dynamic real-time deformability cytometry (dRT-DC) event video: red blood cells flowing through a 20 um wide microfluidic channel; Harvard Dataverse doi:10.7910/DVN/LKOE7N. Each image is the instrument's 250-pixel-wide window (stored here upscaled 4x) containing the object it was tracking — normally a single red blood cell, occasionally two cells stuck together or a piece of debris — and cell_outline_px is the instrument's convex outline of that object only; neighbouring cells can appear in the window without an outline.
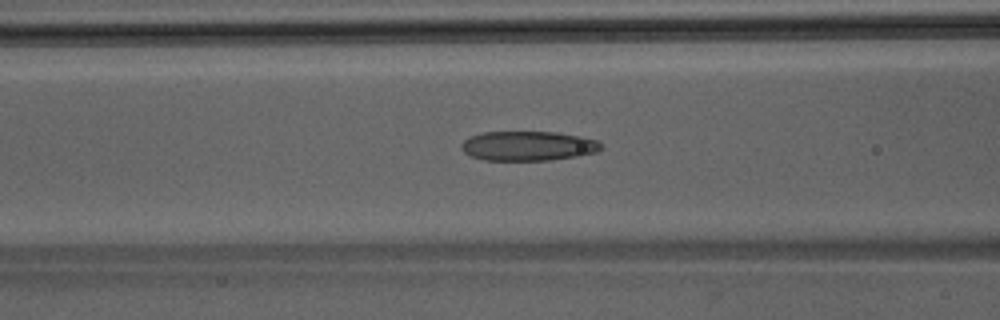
{"species": "Egyptian fruit bat (a non-hibernating species)", "species_latin": "Rousettus aegyptiacus", "temperature_condition": "room temperature", "stored_images_in_passage": 43, "camera_frame_rate_fps": 3000, "um_per_image_px": 0.085, "animal": {"sex": "male"}, "frame": {"image": 1, "passage_image": 18, "time_ms": 5.667, "image_size_px": [1000, 320], "cell_outline_px": [[604, 148], [596, 152], [576, 156], [548, 160], [484, 160], [468, 156], [460, 148], [460, 144], [468, 136], [480, 132], [556, 132], [580, 136], [596, 140]], "centroid_in_image_um": [44.82, 12.4], "position_along_channel_um": 121.8, "area_um2": 24.22}}
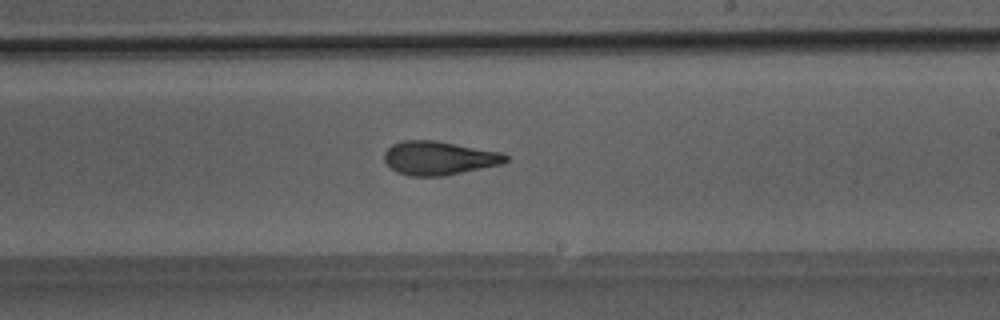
{"frame": {"image": 2, "passage_image": 27, "time_ms": 8.667, "image_size_px": [1000, 320], "cell_outline_px": [[508, 160], [500, 164], [444, 176], [408, 176], [396, 172], [384, 160], [384, 152], [392, 144], [400, 140], [436, 140], [504, 152], [508, 156]], "centroid_in_image_um": [37.31, 13.42], "position_along_channel_um": 251.7, "area_um2": 24.04}}
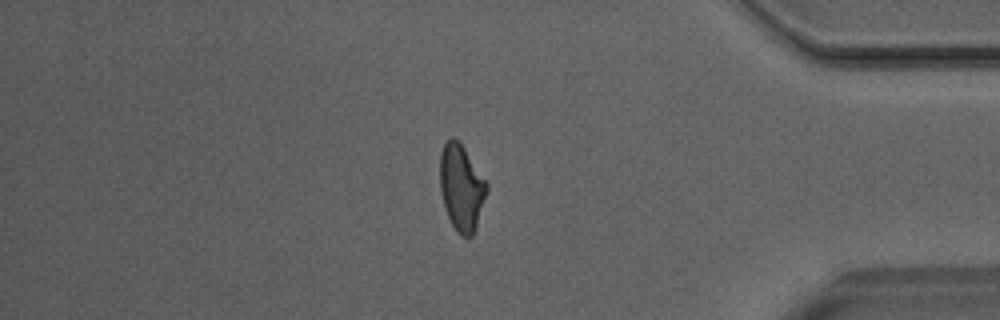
{"frame": {"image": 3, "passage_image": 39, "time_ms": 12.667, "image_size_px": [1000, 320], "cell_outline_px": [[488, 188], [476, 228], [472, 236], [460, 236], [456, 232], [448, 216], [440, 192], [440, 152], [444, 144], [452, 136], [464, 148], [488, 184]], "centroid_in_image_um": [39.21, 15.96], "position_along_channel_um": 396.0, "area_um2": 23.24}}